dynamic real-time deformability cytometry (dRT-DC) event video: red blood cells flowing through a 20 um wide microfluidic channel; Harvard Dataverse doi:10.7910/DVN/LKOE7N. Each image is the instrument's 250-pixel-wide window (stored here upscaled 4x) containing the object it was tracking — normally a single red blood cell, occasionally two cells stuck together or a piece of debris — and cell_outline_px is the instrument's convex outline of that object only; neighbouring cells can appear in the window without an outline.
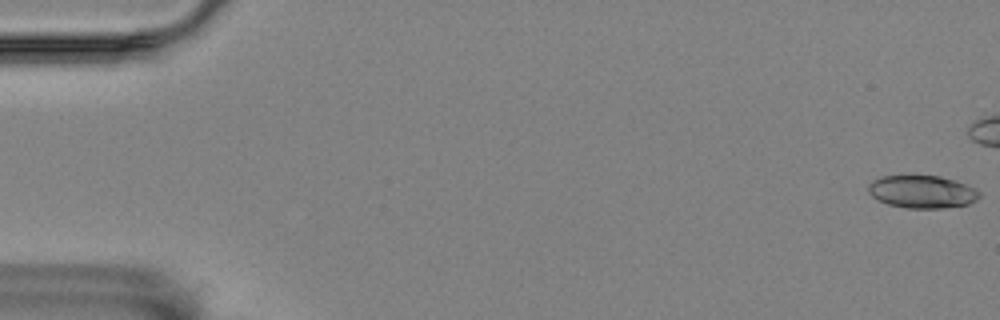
{"species": "Egyptian fruit bat (a non-hibernating species)", "species_latin": "Rousettus aegyptiacus", "temperature_condition": "room temperature", "stored_images_in_passage": 39, "camera_frame_rate_fps": 3000, "um_per_image_px": 0.085, "animal": {"sex": "female"}, "frame": {"image": 1, "passage_image": 1, "time_ms": 0.0, "image_size_px": [1000, 320], "cell_outline_px": [[980, 196], [976, 200], [968, 204], [944, 208], [908, 208], [888, 204], [872, 196], [868, 192], [868, 184], [872, 180], [880, 176], [940, 176], [956, 180], [968, 184], [980, 192]], "centroid_in_image_um": [78.39, 16.29], "position_along_channel_um": 6.6, "area_um2": 21.21}}
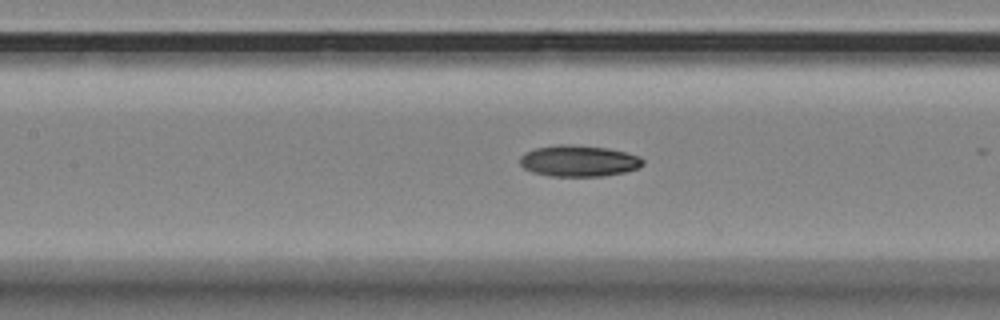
{"frame": {"image": 2, "passage_image": 26, "time_ms": 8.333, "image_size_px": [1000, 320], "cell_outline_px": [[644, 164], [640, 168], [624, 172], [604, 176], [548, 176], [532, 172], [524, 168], [520, 164], [520, 156], [524, 152], [536, 148], [556, 144], [568, 144], [608, 148], [640, 156], [644, 160]], "centroid_in_image_um": [49.19, 13.68], "position_along_channel_um": 158.2, "area_um2": 22.6}}
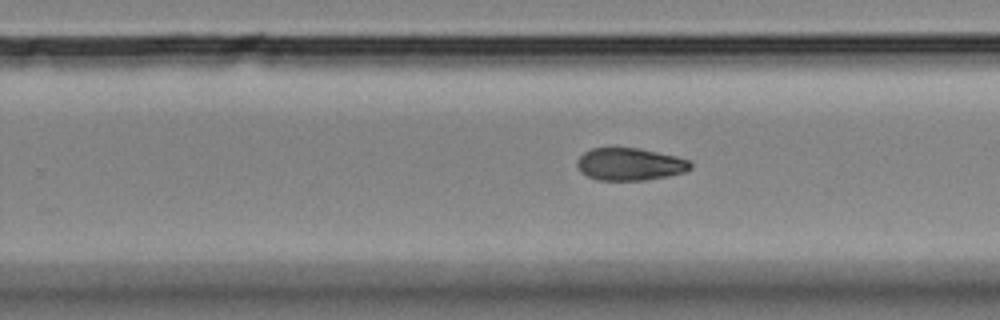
{"frame": {"image": 3, "passage_image": 36, "time_ms": 11.667, "image_size_px": [1000, 320], "cell_outline_px": [[692, 168], [684, 172], [668, 176], [644, 180], [596, 180], [580, 172], [576, 164], [576, 160], [584, 152], [592, 148], [640, 148], [676, 156], [692, 160]], "centroid_in_image_um": [53.55, 13.95], "position_along_channel_um": 276.3, "area_um2": 21.62}}